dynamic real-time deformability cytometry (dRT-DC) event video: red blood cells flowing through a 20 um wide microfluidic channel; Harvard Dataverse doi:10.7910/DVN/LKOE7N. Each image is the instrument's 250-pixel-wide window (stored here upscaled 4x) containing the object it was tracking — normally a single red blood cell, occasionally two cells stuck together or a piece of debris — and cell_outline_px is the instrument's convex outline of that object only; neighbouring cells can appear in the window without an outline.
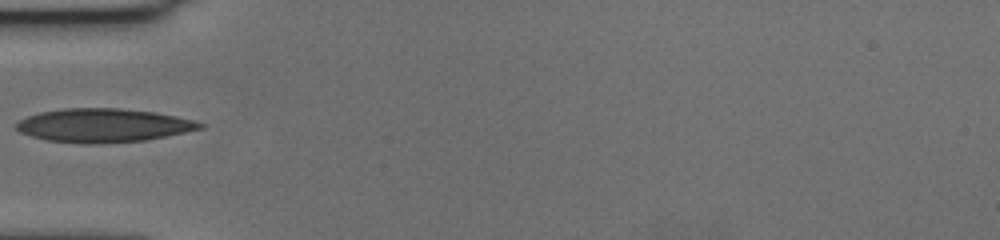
{"species": "human", "species_latin": "Homo sapiens", "temperature_condition": "cold", "stored_images_in_passage": 38, "camera_frame_rate_fps": 3000, "um_per_image_px": 0.085, "donor": {"sex": "female"}, "frame": {"image": 1, "passage_image": 1, "time_ms": 0.0, "image_size_px": [1000, 240], "cell_outline_px": [[204, 128], [144, 140], [100, 144], [80, 144], [48, 140], [32, 136], [20, 132], [16, 128], [16, 124], [20, 120], [28, 116], [40, 112], [64, 108], [120, 108], [152, 112], [176, 116], [192, 120], [204, 124]], "centroid_in_image_um": [8.76, 10.66], "position_along_channel_um": 76.2, "area_um2": 35.78}}
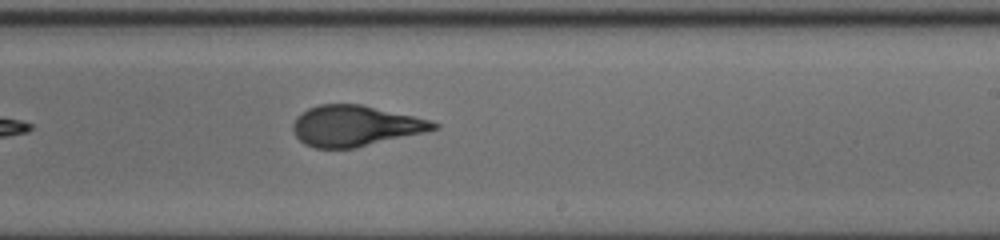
{"frame": {"image": 2, "passage_image": 16, "time_ms": 5.0, "image_size_px": [1000, 240], "cell_outline_px": [[440, 128], [424, 132], [356, 148], [316, 148], [304, 144], [296, 136], [292, 128], [292, 124], [296, 116], [308, 108], [320, 104], [360, 104], [432, 120], [440, 124]], "centroid_in_image_um": [30.19, 10.7], "position_along_channel_um": 258.8, "area_um2": 33.41}}
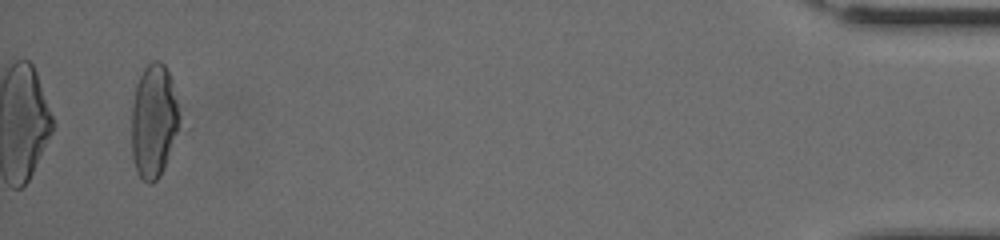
{"frame": {"image": 3, "passage_image": 36, "time_ms": 11.667, "image_size_px": [1000, 240], "cell_outline_px": [[180, 116], [176, 132], [164, 168], [160, 176], [152, 184], [148, 184], [136, 172], [132, 156], [132, 104], [136, 84], [144, 68], [152, 60], [160, 60], [164, 64], [168, 72]], "centroid_in_image_um": [13.03, 10.3], "position_along_channel_um": 422.2, "area_um2": 31.27}}